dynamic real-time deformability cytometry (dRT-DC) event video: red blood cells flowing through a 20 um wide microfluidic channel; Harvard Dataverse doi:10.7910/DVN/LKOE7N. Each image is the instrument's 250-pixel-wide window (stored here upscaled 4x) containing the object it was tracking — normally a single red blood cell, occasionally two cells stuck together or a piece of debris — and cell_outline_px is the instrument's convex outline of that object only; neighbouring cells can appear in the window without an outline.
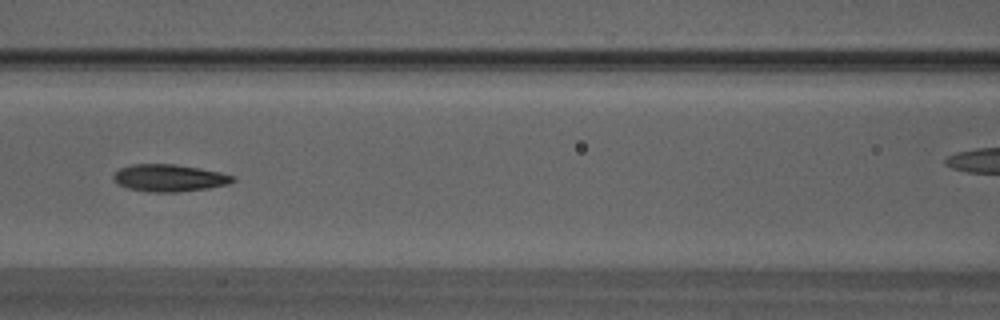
{"species": "Egyptian fruit bat (a non-hibernating species)", "species_latin": "Rousettus aegyptiacus", "temperature_condition": "warm", "stored_images_in_passage": 47, "camera_frame_rate_fps": 3000, "um_per_image_px": 0.085, "animal": {"sex": "male"}, "frame": {"image": 1, "passage_image": 21, "time_ms": 6.667, "image_size_px": [1000, 320], "cell_outline_px": [[236, 180], [228, 184], [208, 188], [176, 192], [148, 192], [128, 188], [116, 184], [112, 180], [112, 176], [120, 168], [132, 164], [176, 164], [200, 168], [220, 172], [236, 176]], "centroid_in_image_um": [14.38, 15.12], "position_along_channel_um": 152.2, "area_um2": 19.07}}
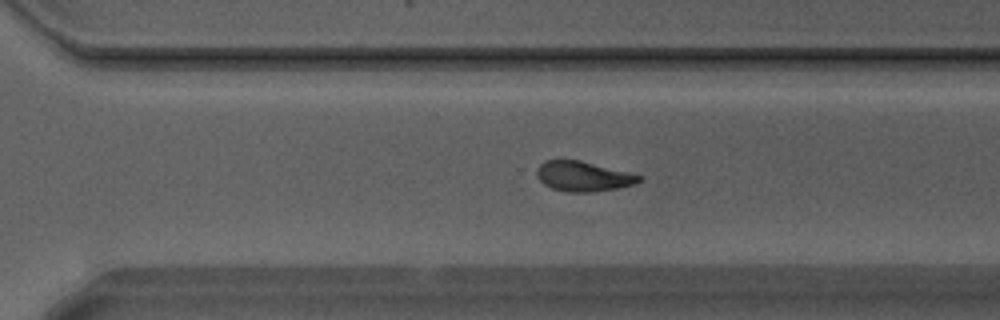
{"frame": {"image": 2, "passage_image": 33, "time_ms": 10.667, "image_size_px": [1000, 320], "cell_outline_px": [[644, 180], [636, 184], [616, 188], [592, 192], [568, 192], [552, 188], [544, 184], [536, 176], [536, 168], [544, 160], [580, 160], [644, 176]], "centroid_in_image_um": [49.59, 14.99], "position_along_channel_um": 321.0, "area_um2": 17.98}}
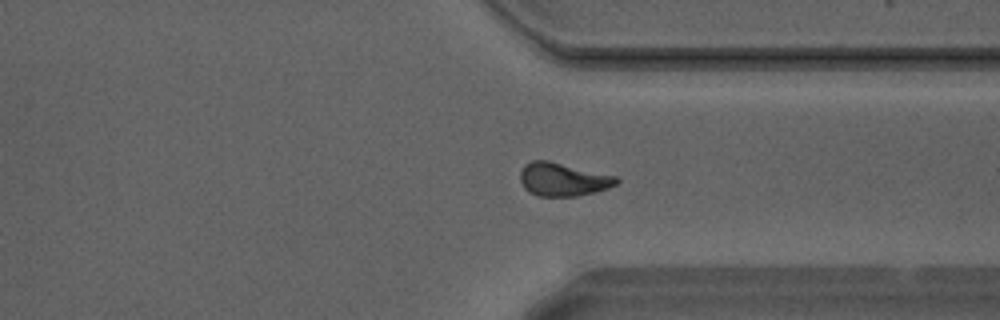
{"frame": {"image": 3, "passage_image": 36, "time_ms": 11.667, "image_size_px": [1000, 320], "cell_outline_px": [[620, 180], [616, 184], [608, 188], [576, 196], [540, 196], [528, 192], [524, 188], [520, 180], [520, 172], [524, 164], [532, 160], [548, 160], [616, 176]], "centroid_in_image_um": [47.82, 15.24], "position_along_channel_um": 363.6, "area_um2": 18.61}, "authors_computed_cell_mechanics": {"area_um2": 18.3226, "velocity_mm_per_s": 4.2363, "shape_relaxation_time_tau1_ms": 3.294, "shape_relaxation_time_tau2_ms": 2.1021, "deformation_change_tau1": 0.1409, "deformation_change_tau2": 0.0871}}